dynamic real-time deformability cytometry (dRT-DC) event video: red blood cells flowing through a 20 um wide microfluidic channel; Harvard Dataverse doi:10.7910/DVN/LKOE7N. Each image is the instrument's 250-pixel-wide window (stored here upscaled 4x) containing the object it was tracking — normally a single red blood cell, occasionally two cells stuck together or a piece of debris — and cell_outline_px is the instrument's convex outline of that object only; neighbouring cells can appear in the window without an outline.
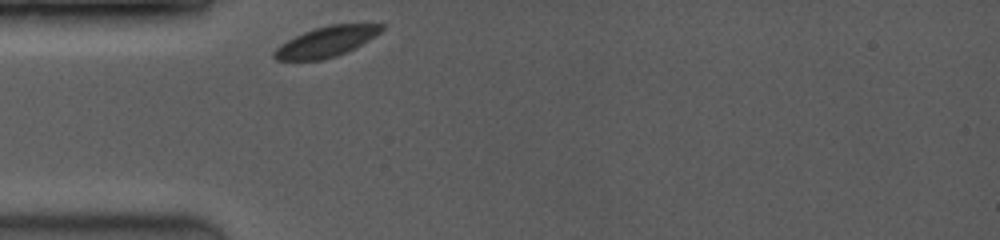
{"species": "common noctule bat (a hibernating species)", "species_latin": "Nyctalus noctula", "temperature_condition": "room temperature", "stored_images_in_passage": 29, "camera_frame_rate_fps": 3500, "um_per_image_px": 0.085, "animal": {"sex": "female", "body_mass_g": 19.0, "forearm_length_mm": 53.3}, "frame": {"image": 1, "passage_image": 1, "time_ms": 0.0, "image_size_px": [1000, 240], "cell_outline_px": [[384, 28], [380, 32], [368, 40], [336, 56], [324, 60], [276, 60], [272, 56], [272, 52], [280, 44], [304, 32], [328, 24], [384, 24]], "centroid_in_image_um": [27.69, 3.55], "position_along_channel_um": 57.3, "area_um2": 18.67}}
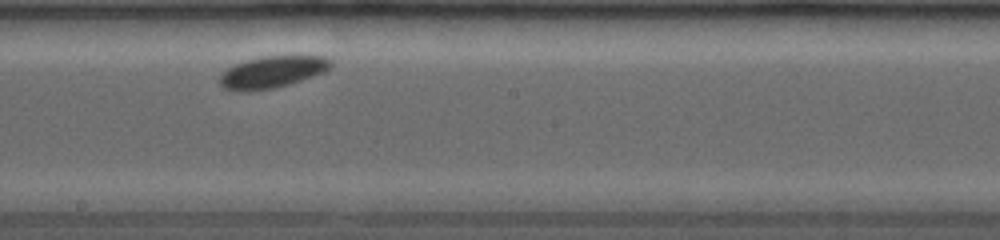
{"frame": {"image": 2, "passage_image": 15, "time_ms": 4.571, "image_size_px": [1000, 240], "cell_outline_px": [[332, 64], [328, 68], [312, 76], [288, 84], [272, 88], [248, 92], [236, 92], [220, 88], [220, 76], [228, 68], [236, 64], [248, 60], [264, 56], [324, 56], [332, 60]], "centroid_in_image_um": [23.07, 6.14], "position_along_channel_um": 225.1, "area_um2": 20.35}}
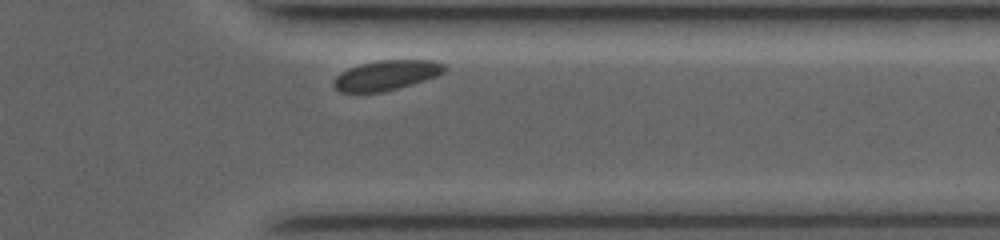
{"frame": {"image": 3, "passage_image": 26, "time_ms": 8.571, "image_size_px": [1000, 240], "cell_outline_px": [[448, 68], [444, 72], [436, 76], [412, 84], [384, 92], [340, 92], [332, 88], [332, 80], [340, 72], [348, 68], [360, 64], [376, 60], [436, 60], [444, 64]], "centroid_in_image_um": [32.81, 6.39], "position_along_channel_um": 378.6, "area_um2": 19.59}}